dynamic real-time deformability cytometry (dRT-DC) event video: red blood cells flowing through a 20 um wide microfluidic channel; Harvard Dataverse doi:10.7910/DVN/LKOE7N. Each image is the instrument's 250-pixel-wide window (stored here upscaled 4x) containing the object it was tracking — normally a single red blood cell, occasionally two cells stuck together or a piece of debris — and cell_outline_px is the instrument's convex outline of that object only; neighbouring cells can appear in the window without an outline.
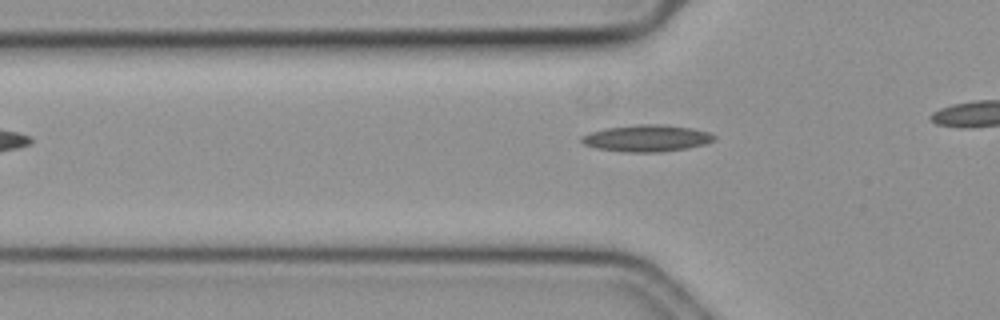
{"species": "common noctule bat (a hibernating species)", "species_latin": "Nyctalus noctula", "temperature_condition": "cold", "stored_images_in_passage": 31, "camera_frame_rate_fps": 3000, "um_per_image_px": 0.085, "animal": {"sex": "female", "body_mass_g": 19.3, "forearm_length_mm": 54.1}, "frame": {"image": 1, "passage_image": 4, "time_ms": 1.0, "image_size_px": [1000, 320], "cell_outline_px": [[716, 136], [712, 140], [704, 144], [688, 148], [660, 152], [624, 152], [596, 148], [584, 144], [580, 140], [580, 136], [588, 132], [604, 128], [636, 124], [664, 124], [692, 128], [708, 132]], "centroid_in_image_um": [54.92, 11.74], "position_along_channel_um": 70.9, "area_um2": 20.81}}
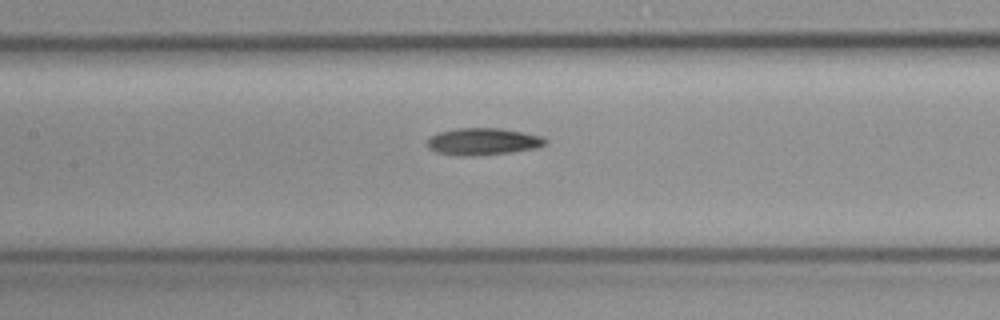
{"frame": {"image": 2, "passage_image": 12, "time_ms": 3.667, "image_size_px": [1000, 320], "cell_outline_px": [[548, 140], [544, 144], [536, 148], [512, 152], [436, 152], [428, 148], [428, 140], [432, 136], [440, 132], [456, 128], [500, 128], [544, 136]], "centroid_in_image_um": [41.15, 11.96], "position_along_channel_um": 166.2, "area_um2": 17.28}}
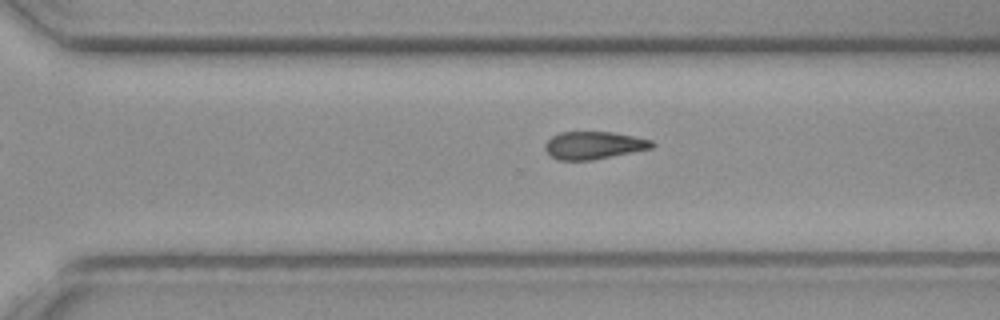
{"frame": {"image": 3, "passage_image": 25, "time_ms": 8.0, "image_size_px": [1000, 320], "cell_outline_px": [[656, 144], [652, 148], [592, 160], [556, 160], [544, 148], [544, 144], [552, 136], [560, 132], [612, 132], [652, 140]], "centroid_in_image_um": [50.46, 12.35], "position_along_channel_um": 320.1, "area_um2": 17.11}}